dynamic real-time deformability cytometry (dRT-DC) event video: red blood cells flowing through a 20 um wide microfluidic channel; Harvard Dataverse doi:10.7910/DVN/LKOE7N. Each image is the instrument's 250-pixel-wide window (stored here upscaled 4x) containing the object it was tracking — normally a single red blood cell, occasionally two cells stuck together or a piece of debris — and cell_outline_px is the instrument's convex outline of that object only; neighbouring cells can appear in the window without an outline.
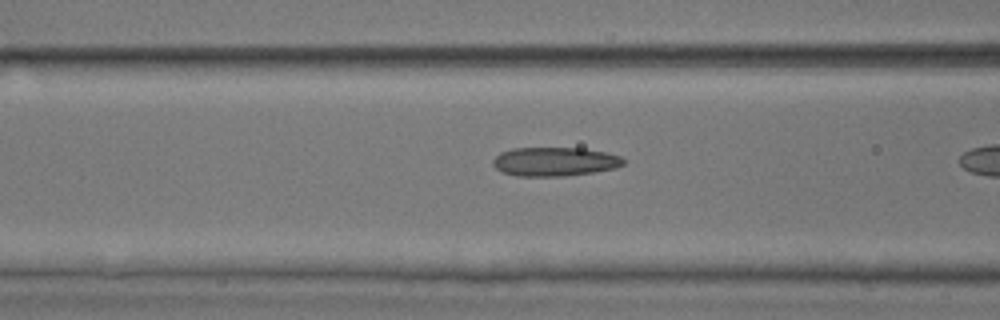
{"species": "common noctule bat (a hibernating species)", "species_latin": "Nyctalus noctula", "temperature_condition": "room temperature", "stored_images_in_passage": 14, "camera_frame_rate_fps": 3000, "um_per_image_px": 0.085, "animal": {"sex": "male", "body_mass_g": 17.9, "forearm_length_mm": 54.2}, "frame": {"image": 1, "passage_image": 10, "time_ms": 3.0, "image_size_px": [1000, 320], "cell_outline_px": [[624, 164], [616, 168], [592, 172], [564, 176], [516, 176], [504, 172], [496, 168], [492, 164], [492, 160], [500, 152], [512, 148], [584, 148], [604, 152], [620, 156], [624, 160]], "centroid_in_image_um": [47.13, 13.73], "position_along_channel_um": 119.5, "area_um2": 21.96}}